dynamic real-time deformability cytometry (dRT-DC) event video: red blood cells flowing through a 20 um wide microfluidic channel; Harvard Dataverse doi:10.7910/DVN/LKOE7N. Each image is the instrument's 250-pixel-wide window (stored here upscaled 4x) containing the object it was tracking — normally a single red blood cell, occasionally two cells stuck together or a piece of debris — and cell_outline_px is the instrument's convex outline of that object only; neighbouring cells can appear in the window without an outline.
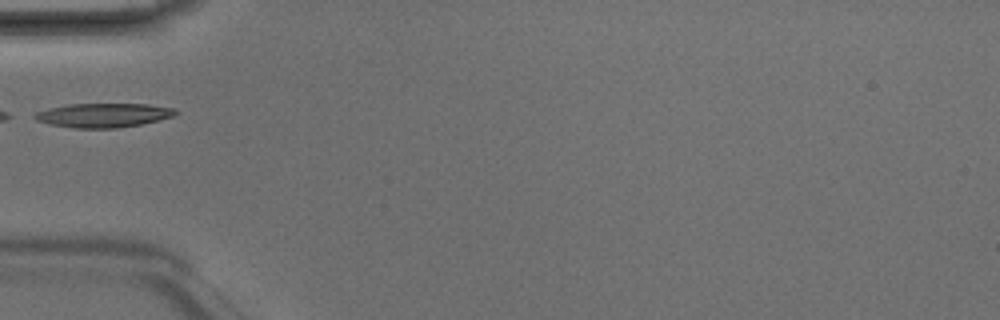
{"species": "Egyptian fruit bat (a non-hibernating species)", "species_latin": "Rousettus aegyptiacus", "temperature_condition": "room temperature", "stored_images_in_passage": 3, "camera_frame_rate_fps": 3000, "um_per_image_px": 0.085, "animal": {"sex": "male"}, "frame": {"image": 1, "passage_image": 3, "time_ms": 0.667, "image_size_px": [1000, 320], "cell_outline_px": [[180, 112], [172, 116], [160, 120], [140, 124], [116, 128], [76, 128], [48, 124], [36, 120], [32, 116], [36, 112], [48, 108], [68, 104], [148, 104], [176, 108]], "centroid_in_image_um": [8.79, 9.79], "position_along_channel_um": 76.2, "area_um2": 19.88}}